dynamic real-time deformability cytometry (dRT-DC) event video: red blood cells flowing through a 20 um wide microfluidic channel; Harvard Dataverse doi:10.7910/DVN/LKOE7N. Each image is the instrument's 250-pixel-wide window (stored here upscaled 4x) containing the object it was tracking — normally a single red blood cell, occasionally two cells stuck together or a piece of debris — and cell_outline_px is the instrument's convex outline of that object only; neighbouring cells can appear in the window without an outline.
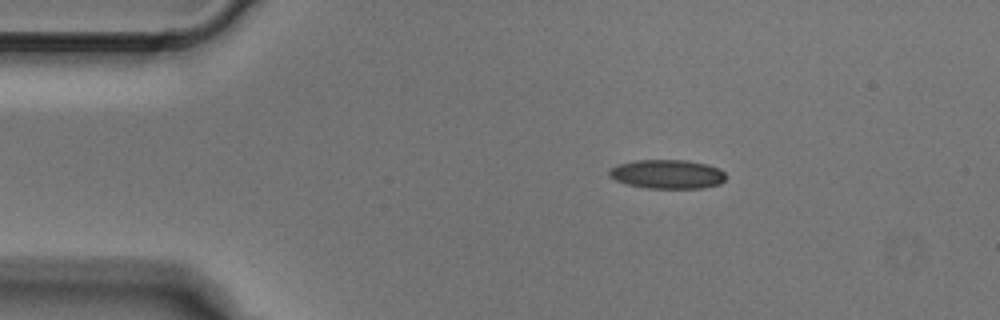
{"species": "Egyptian fruit bat (a non-hibernating species)", "species_latin": "Rousettus aegyptiacus", "temperature_condition": "cold", "stored_images_in_passage": 4, "camera_frame_rate_fps": 3000, "um_per_image_px": 0.085, "animal": {"sex": "male"}, "frame": {"image": 1, "passage_image": 2, "time_ms": 0.333, "image_size_px": [1000, 320], "cell_outline_px": [[724, 180], [720, 184], [704, 188], [648, 188], [628, 184], [616, 180], [608, 176], [608, 168], [620, 164], [636, 160], [688, 160], [708, 164], [720, 168], [724, 172]], "centroid_in_image_um": [56.73, 14.8], "position_along_channel_um": 28.3, "area_um2": 19.83}}
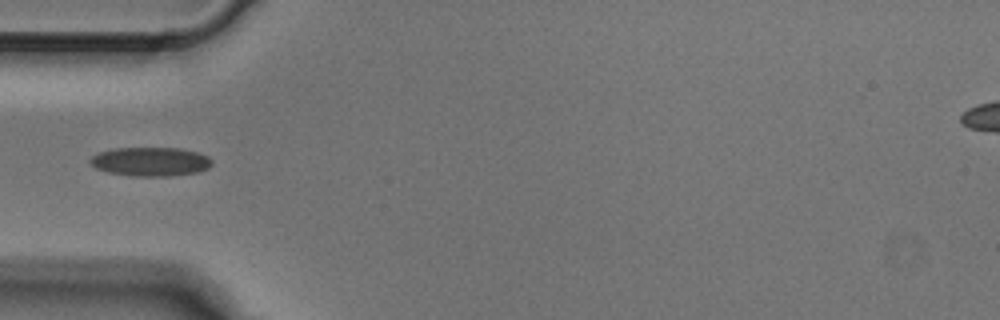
{"frame": {"image": 2, "passage_image": 4, "time_ms": 1.0, "image_size_px": [1000, 320], "cell_outline_px": [[212, 164], [208, 168], [196, 172], [168, 176], [132, 176], [108, 172], [96, 168], [88, 160], [92, 156], [100, 152], [116, 148], [180, 148], [196, 152], [208, 156], [212, 160]], "centroid_in_image_um": [12.79, 13.74], "position_along_channel_um": 72.2, "area_um2": 20.4}}